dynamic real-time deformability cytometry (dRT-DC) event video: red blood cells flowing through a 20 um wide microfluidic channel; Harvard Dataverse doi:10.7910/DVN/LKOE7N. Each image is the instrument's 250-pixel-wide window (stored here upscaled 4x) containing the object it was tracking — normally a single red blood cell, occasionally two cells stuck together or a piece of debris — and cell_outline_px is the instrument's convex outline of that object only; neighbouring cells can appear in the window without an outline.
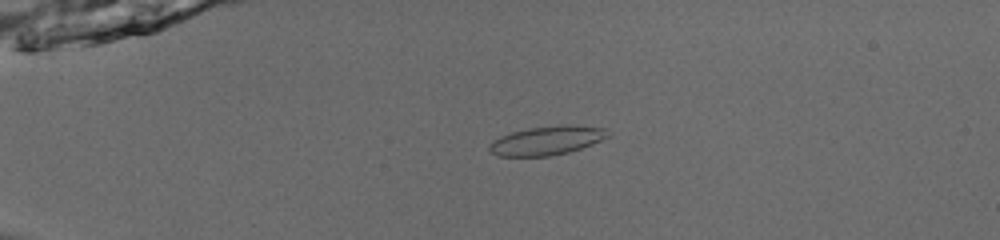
{"species": "common noctule bat (a hibernating species)", "species_latin": "Nyctalus noctula", "temperature_condition": "room temperature", "stored_images_in_passage": 53, "camera_frame_rate_fps": 3000, "um_per_image_px": 0.085, "animal": {"sex": "male", "body_mass_g": 13.0, "forearm_length_mm": 53.1}, "frame": {"image": 1, "passage_image": 14, "time_ms": 4.333, "image_size_px": [1000, 240], "cell_outline_px": [[608, 136], [592, 144], [568, 152], [548, 156], [496, 156], [488, 148], [488, 144], [492, 140], [500, 136], [512, 132], [528, 128], [560, 124], [572, 124], [608, 128]], "centroid_in_image_um": [46.47, 11.92], "position_along_channel_um": 38.5, "area_um2": 20.11}}
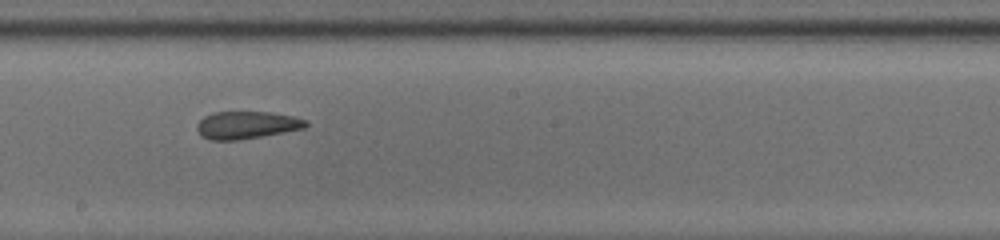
{"frame": {"image": 2, "passage_image": 32, "time_ms": 10.333, "image_size_px": [1000, 240], "cell_outline_px": [[308, 124], [304, 128], [284, 132], [240, 140], [208, 140], [200, 136], [196, 128], [196, 124], [204, 116], [212, 112], [272, 112], [292, 116], [308, 120]], "centroid_in_image_um": [20.93, 10.63], "position_along_channel_um": 227.3, "area_um2": 17.63}}
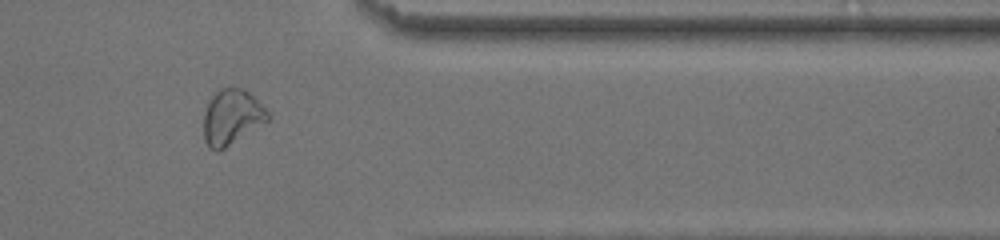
{"frame": {"image": 3, "passage_image": 45, "time_ms": 14.667, "image_size_px": [1000, 240], "cell_outline_px": [[272, 116], [268, 120], [224, 148], [216, 152], [208, 148], [204, 140], [204, 112], [212, 96], [220, 88], [244, 88]], "centroid_in_image_um": [19.67, 9.96], "position_along_channel_um": 391.7, "area_um2": 20.29}, "authors_computed_cell_mechanics": {"area_um2": 19.941, "velocity_mm_per_s": 3.9594, "shape_relaxation_time_tau1_ms": null, "shape_relaxation_time_tau2_ms": 1.76, "deformation_change_tau1": null, "deformation_change_tau2": 0.0806}}